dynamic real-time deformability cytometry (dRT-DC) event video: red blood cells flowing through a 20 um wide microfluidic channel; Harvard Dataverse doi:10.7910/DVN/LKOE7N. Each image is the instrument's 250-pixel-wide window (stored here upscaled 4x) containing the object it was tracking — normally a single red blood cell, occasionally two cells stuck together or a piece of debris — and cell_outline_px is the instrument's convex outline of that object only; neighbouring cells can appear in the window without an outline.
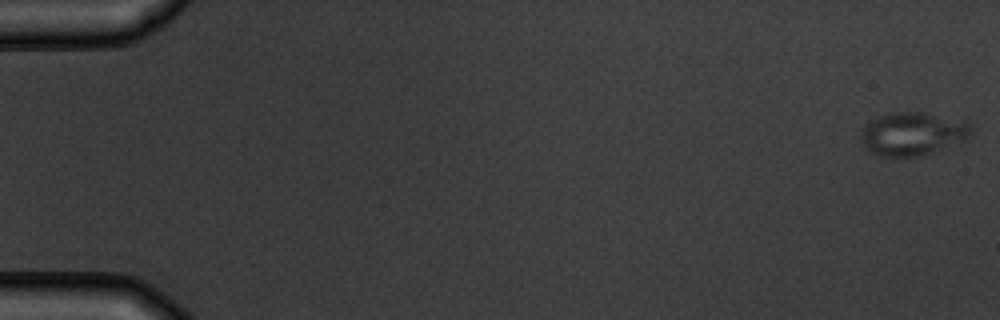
{"species": "common noctule bat (a hibernating species)", "species_latin": "Nyctalus noctula", "temperature_condition": "warm", "stored_images_in_passage": 5, "camera_frame_rate_fps": 3000, "um_per_image_px": 0.085, "animal": {"sex": "male", "body_mass_g": 19.5, "forearm_length_mm": 54.6}, "frame": {"image": 1, "passage_image": 1, "time_ms": 0.0, "image_size_px": [1000, 320], "cell_outline_px": [[972, 132], [964, 140], [924, 156], [880, 156], [872, 152], [860, 140], [860, 132], [864, 124], [888, 112], [920, 112], [968, 120], [972, 124]], "centroid_in_image_um": [77.6, 11.35], "position_along_channel_um": 7.4, "area_um2": 27.98}}